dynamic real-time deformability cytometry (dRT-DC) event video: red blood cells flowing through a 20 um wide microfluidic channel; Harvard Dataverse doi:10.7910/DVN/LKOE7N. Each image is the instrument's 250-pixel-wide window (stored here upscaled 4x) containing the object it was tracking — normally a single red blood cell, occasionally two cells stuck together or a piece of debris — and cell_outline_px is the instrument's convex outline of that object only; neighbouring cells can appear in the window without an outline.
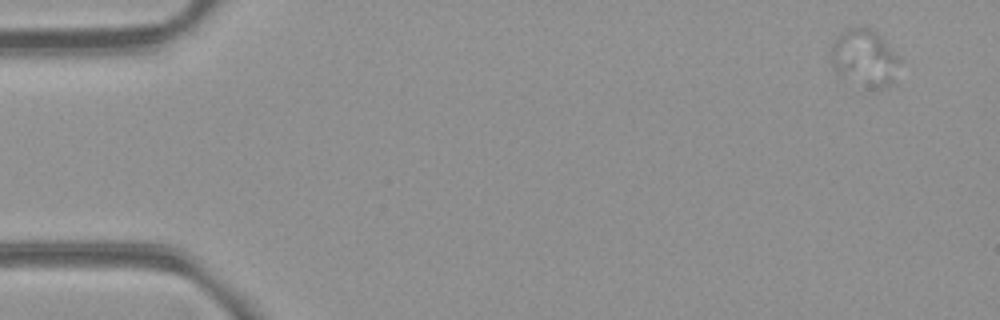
{"species": "common noctule bat (a hibernating species)", "species_latin": "Nyctalus noctula", "temperature_condition": "room temperature", "stored_images_in_passage": 5, "camera_frame_rate_fps": 3000, "um_per_image_px": 0.085, "animal": {"sex": "female", "body_mass_g": 21.9}, "frame": {"image": 1, "passage_image": 1, "time_ms": 0.0, "image_size_px": [1000, 320], "cell_outline_px": [[900, 60], [892, 84], [884, 88], [880, 88], [836, 68], [832, 64], [832, 44], [844, 32], [852, 28], [872, 28], [900, 56]], "centroid_in_image_um": [73.59, 4.83], "position_along_channel_um": 11.4, "area_um2": 20.81}}
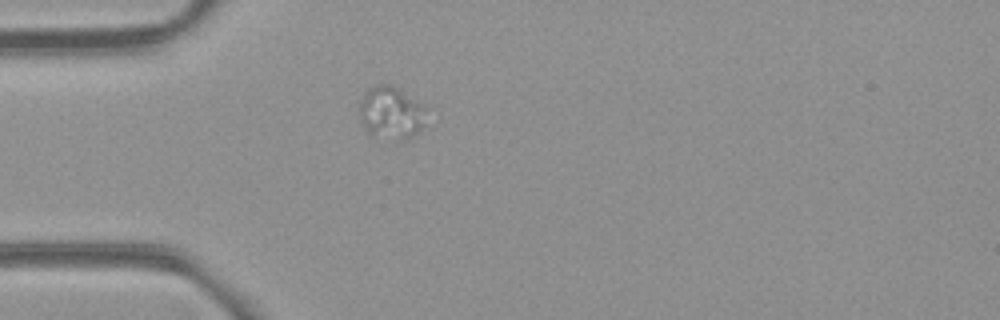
{"frame": {"image": 2, "passage_image": 5, "time_ms": 4.333, "image_size_px": [1000, 320], "cell_outline_px": [[424, 124], [412, 136], [404, 140], [400, 140], [368, 132], [360, 116], [360, 100], [368, 88], [372, 84], [392, 84], [420, 104], [424, 108]], "centroid_in_image_um": [33.21, 9.54], "position_along_channel_um": 51.8, "area_um2": 19.77}}